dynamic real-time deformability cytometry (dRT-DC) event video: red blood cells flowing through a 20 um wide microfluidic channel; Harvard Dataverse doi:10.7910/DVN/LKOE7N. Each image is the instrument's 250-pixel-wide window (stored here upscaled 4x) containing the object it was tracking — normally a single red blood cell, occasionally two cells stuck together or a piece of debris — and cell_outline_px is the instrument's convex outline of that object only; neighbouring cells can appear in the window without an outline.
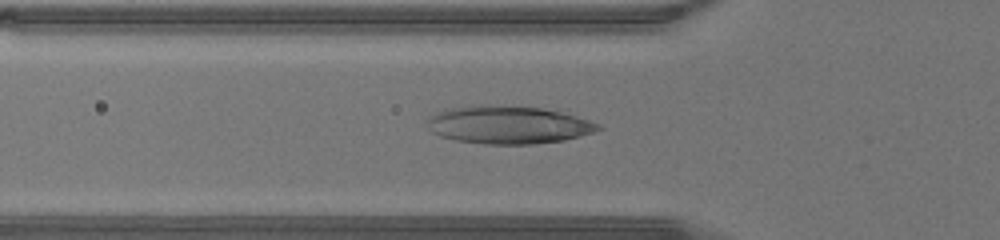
{"species": "human", "species_latin": "Homo sapiens", "temperature_condition": "warm", "stored_images_in_passage": 44, "camera_frame_rate_fps": 3000, "um_per_image_px": 0.085, "donor": {"sex": "male"}, "frame": {"image": 1, "passage_image": 15, "time_ms": 4.667, "image_size_px": [1000, 240], "cell_outline_px": [[604, 128], [580, 136], [564, 140], [532, 144], [484, 144], [456, 140], [440, 136], [432, 132], [428, 128], [424, 120], [428, 116], [436, 112], [448, 108], [464, 104], [488, 104], [540, 108], [560, 112], [576, 116], [600, 124]], "centroid_in_image_um": [43.11, 10.59], "position_along_channel_um": 82.7, "area_um2": 38.21}}
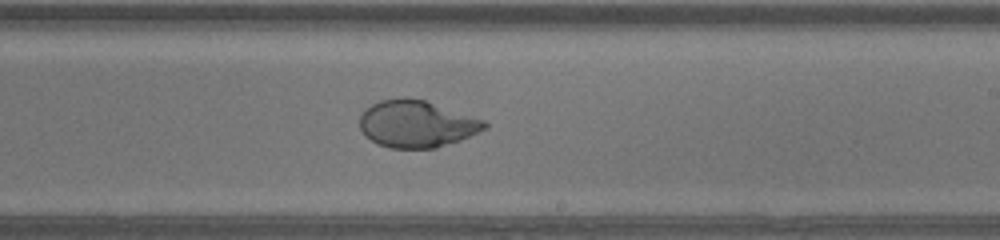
{"frame": {"image": 2, "passage_image": 26, "time_ms": 8.333, "image_size_px": [1000, 240], "cell_outline_px": [[488, 128], [460, 140], [436, 148], [388, 148], [376, 144], [364, 136], [360, 128], [360, 116], [372, 104], [380, 100], [400, 96], [404, 96], [424, 100], [484, 120], [488, 124]], "centroid_in_image_um": [35.39, 10.53], "position_along_channel_um": 253.6, "area_um2": 34.28}}
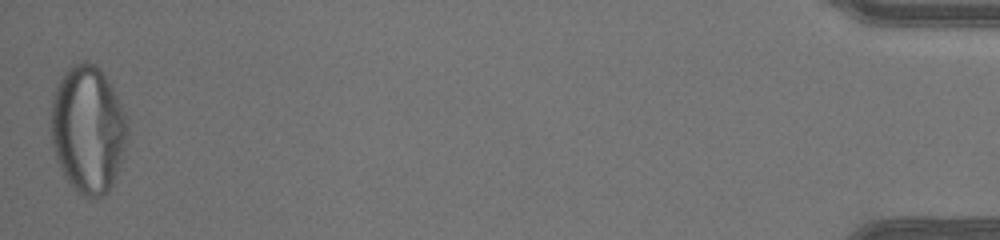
{"frame": {"image": 3, "passage_image": 44, "time_ms": 14.333, "image_size_px": [1000, 240], "cell_outline_px": [[128, 132], [120, 164], [112, 184], [108, 192], [100, 196], [80, 196], [76, 192], [64, 176], [56, 160], [52, 140], [52, 100], [56, 88], [64, 72], [72, 64], [84, 60], [88, 60], [96, 64], [100, 68], [112, 88], [124, 112], [128, 124]], "centroid_in_image_um": [7.47, 10.98], "position_along_channel_um": 427.7, "area_um2": 56.47}}